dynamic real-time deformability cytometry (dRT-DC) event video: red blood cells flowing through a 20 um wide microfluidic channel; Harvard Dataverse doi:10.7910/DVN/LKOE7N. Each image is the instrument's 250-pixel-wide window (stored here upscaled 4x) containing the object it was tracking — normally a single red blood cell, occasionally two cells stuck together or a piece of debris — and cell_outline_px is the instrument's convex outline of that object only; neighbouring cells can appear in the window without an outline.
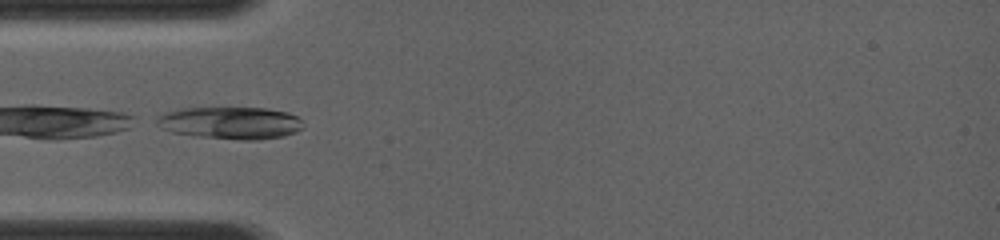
{"species": "common noctule bat (a hibernating species)", "species_latin": "Nyctalus noctula", "temperature_condition": "room temperature", "stored_images_in_passage": 8, "camera_frame_rate_fps": 4000, "um_per_image_px": 0.085, "animal": {"sex": "female", "body_mass_g": 19.0, "forearm_length_mm": 56.7}, "frame": {"image": 1, "passage_image": 1, "time_ms": 0.0, "image_size_px": [1000, 240], "cell_outline_px": [[304, 128], [280, 136], [252, 140], [244, 140], [200, 136], [176, 132], [164, 128], [156, 120], [156, 116], [164, 112], [176, 108], [268, 108], [288, 112], [304, 120]], "centroid_in_image_um": [19.63, 10.42], "position_along_channel_um": 65.4, "area_um2": 27.22}}
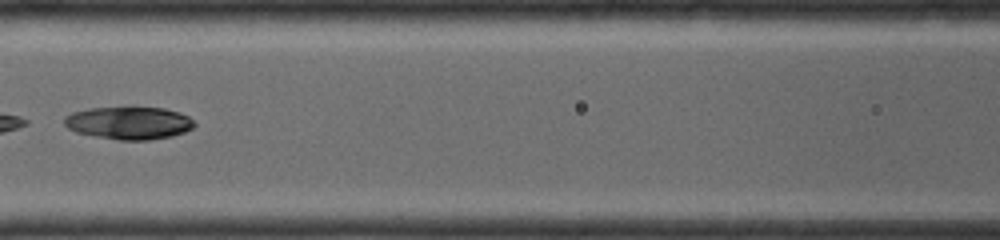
{"frame": {"image": 2, "passage_image": 6, "time_ms": 2.0, "image_size_px": [1000, 240], "cell_outline_px": [[196, 124], [192, 128], [184, 132], [172, 136], [148, 140], [120, 140], [76, 132], [68, 128], [64, 124], [64, 120], [72, 112], [88, 108], [132, 104], [164, 108], [180, 112], [188, 116]], "centroid_in_image_um": [10.98, 10.39], "position_along_channel_um": 155.6, "area_um2": 25.55}}
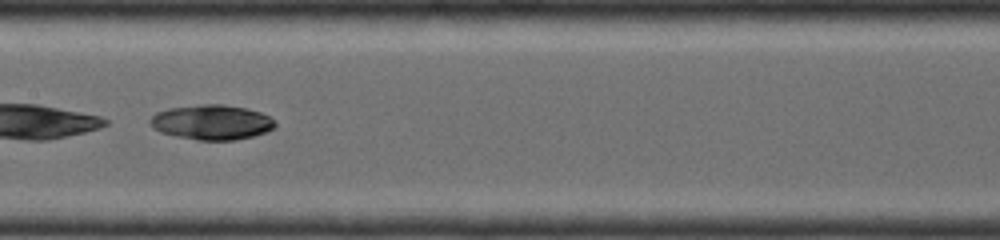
{"frame": {"image": 3, "passage_image": 8, "time_ms": 2.75, "image_size_px": [1000, 240], "cell_outline_px": [[276, 124], [272, 128], [264, 132], [252, 136], [232, 140], [200, 140], [180, 136], [164, 132], [156, 128], [148, 120], [156, 112], [168, 108], [200, 104], [224, 104], [248, 108], [260, 112], [268, 116]], "centroid_in_image_um": [18.01, 10.36], "position_along_channel_um": 189.4, "area_um2": 24.97}}